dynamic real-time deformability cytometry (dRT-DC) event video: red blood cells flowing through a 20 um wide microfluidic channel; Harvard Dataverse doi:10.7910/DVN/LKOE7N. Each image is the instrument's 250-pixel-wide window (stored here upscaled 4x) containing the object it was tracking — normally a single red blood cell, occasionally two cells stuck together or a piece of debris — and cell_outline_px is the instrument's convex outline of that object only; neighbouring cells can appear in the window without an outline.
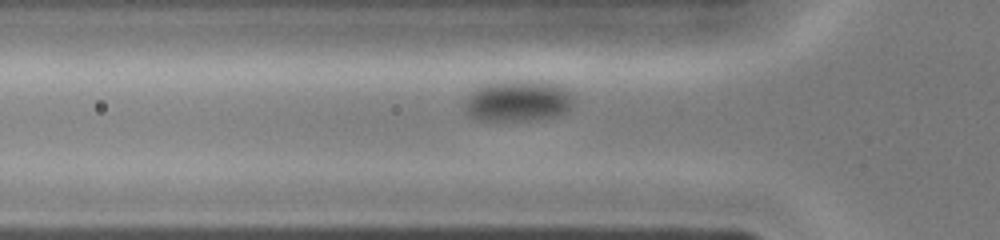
{"species": "common noctule bat (a hibernating species)", "species_latin": "Nyctalus noctula", "temperature_condition": "cold", "stored_images_in_passage": 29, "camera_frame_rate_fps": 3000, "um_per_image_px": 0.085, "animal": {"sex": "female", "body_mass_g": 19.0, "forearm_length_mm": 51.5}, "frame": {"image": 1, "passage_image": 4, "time_ms": 1.0, "image_size_px": [1000, 240], "cell_outline_px": [[572, 104], [564, 112], [556, 116], [536, 120], [476, 120], [468, 116], [464, 108], [464, 104], [472, 92], [476, 88], [500, 80], [504, 80], [556, 84], [568, 92], [572, 100]], "centroid_in_image_um": [43.95, 8.6], "position_along_channel_um": 81.8, "area_um2": 25.61}}
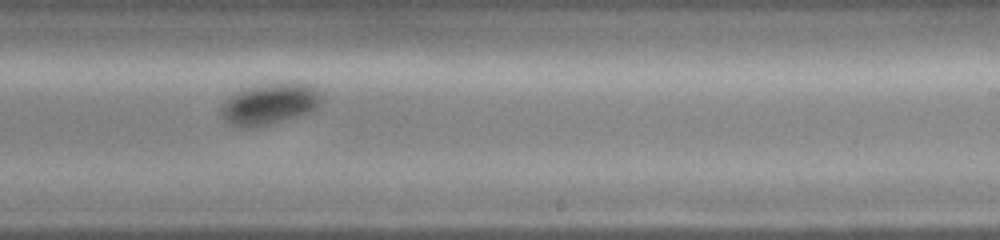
{"frame": {"image": 2, "passage_image": 16, "time_ms": 5.0, "image_size_px": [1000, 240], "cell_outline_px": [[324, 100], [316, 108], [308, 112], [268, 124], [240, 128], [232, 124], [220, 112], [220, 108], [232, 96], [240, 92], [252, 88], [272, 84], [312, 84]], "centroid_in_image_um": [22.98, 8.85], "position_along_channel_um": 266.0, "area_um2": 22.72}}
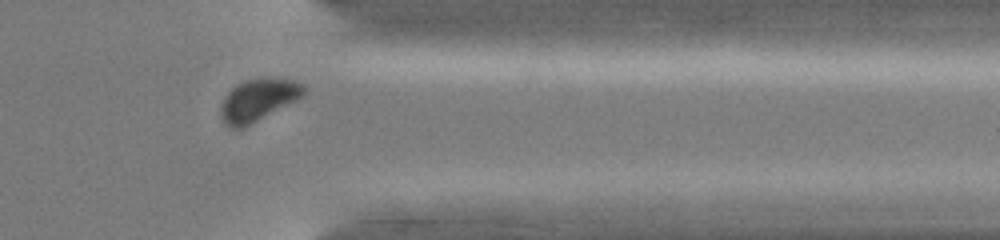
{"frame": {"image": 3, "passage_image": 24, "time_ms": 7.667, "image_size_px": [1000, 240], "cell_outline_px": [[304, 96], [244, 128], [228, 128], [220, 112], [220, 108], [228, 92], [232, 88], [244, 80], [292, 80], [300, 84], [304, 88]], "centroid_in_image_um": [21.91, 8.55], "position_along_channel_um": 389.5, "area_um2": 19.65}}